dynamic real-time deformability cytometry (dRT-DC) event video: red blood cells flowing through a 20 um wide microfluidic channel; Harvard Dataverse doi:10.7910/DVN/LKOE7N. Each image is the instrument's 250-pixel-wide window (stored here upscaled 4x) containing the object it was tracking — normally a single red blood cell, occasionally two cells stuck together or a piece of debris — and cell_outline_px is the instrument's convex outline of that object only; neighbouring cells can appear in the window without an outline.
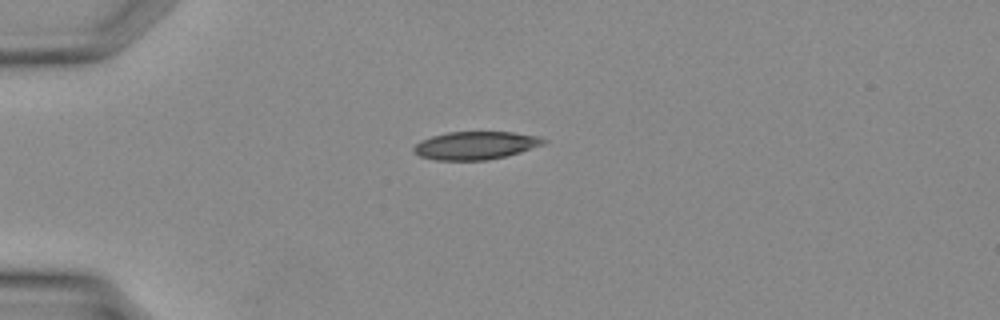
{"species": "Egyptian fruit bat (a non-hibernating species)", "species_latin": "Rousettus aegyptiacus", "temperature_condition": "warm", "stored_images_in_passage": 25, "camera_frame_rate_fps": 3000, "um_per_image_px": 0.085, "animal": {"sex": "female"}, "frame": {"image": 1, "passage_image": 1, "time_ms": 0.0, "image_size_px": [1000, 320], "cell_outline_px": [[548, 140], [544, 144], [520, 152], [504, 156], [484, 160], [436, 160], [420, 156], [412, 152], [412, 148], [420, 140], [432, 136], [448, 132], [512, 132], [536, 136]], "centroid_in_image_um": [40.38, 12.36], "position_along_channel_um": 44.6, "area_um2": 21.04}}
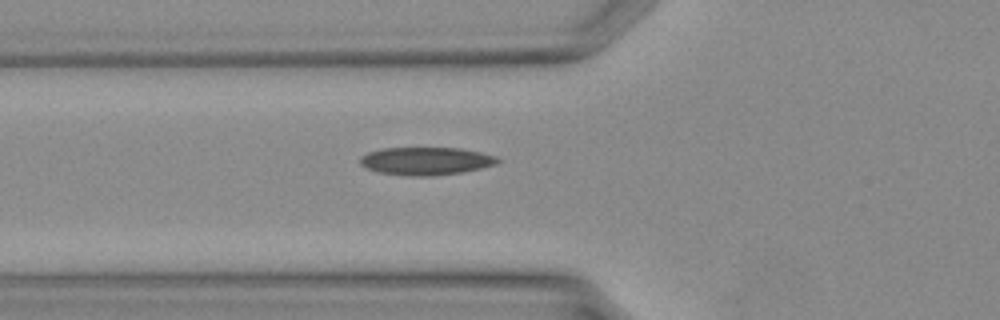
{"frame": {"image": 2, "passage_image": 5, "time_ms": 1.333, "image_size_px": [1000, 320], "cell_outline_px": [[500, 160], [496, 164], [480, 168], [460, 172], [432, 176], [408, 176], [376, 172], [364, 168], [360, 164], [360, 156], [368, 152], [384, 148], [460, 148], [480, 152], [496, 156]], "centroid_in_image_um": [36.15, 13.69], "position_along_channel_um": 89.6, "area_um2": 22.37}}
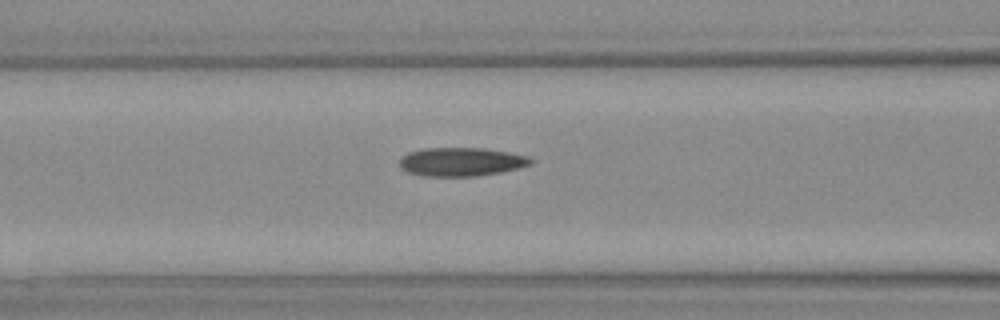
{"frame": {"image": 3, "passage_image": 7, "time_ms": 2.0, "image_size_px": [1000, 320], "cell_outline_px": [[532, 164], [500, 172], [476, 176], [424, 176], [408, 172], [400, 164], [400, 160], [408, 152], [424, 148], [484, 148], [508, 152], [528, 156], [532, 160]], "centroid_in_image_um": [39.21, 13.75], "position_along_channel_um": 127.4, "area_um2": 21.62}}